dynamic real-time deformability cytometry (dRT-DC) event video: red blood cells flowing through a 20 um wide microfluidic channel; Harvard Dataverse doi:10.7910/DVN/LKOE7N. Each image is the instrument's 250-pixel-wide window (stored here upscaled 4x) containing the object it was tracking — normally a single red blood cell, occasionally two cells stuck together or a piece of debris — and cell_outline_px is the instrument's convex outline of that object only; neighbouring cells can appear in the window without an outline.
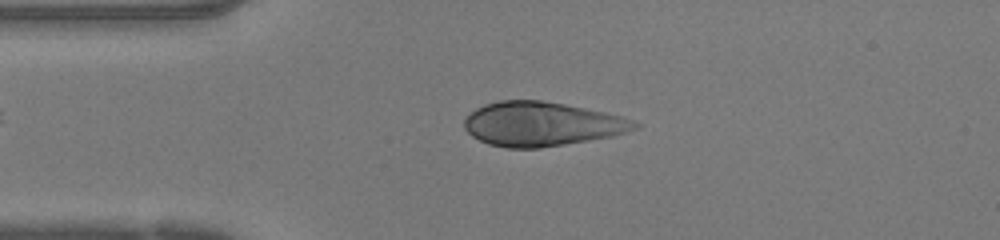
{"species": "human", "species_latin": "Homo sapiens", "temperature_condition": "warm", "stored_images_in_passage": 46, "camera_frame_rate_fps": 3000, "um_per_image_px": 0.085, "donor": {"sex": "female"}, "frame": {"image": 1, "passage_image": 9, "time_ms": 2.667, "image_size_px": [1000, 240], "cell_outline_px": [[640, 124], [636, 128], [612, 136], [540, 148], [504, 148], [488, 144], [472, 136], [464, 128], [464, 120], [476, 108], [484, 104], [500, 100], [540, 100], [564, 104], [604, 112], [620, 116], [632, 120]], "centroid_in_image_um": [45.99, 10.54], "position_along_channel_um": 39.0, "area_um2": 43.52}}
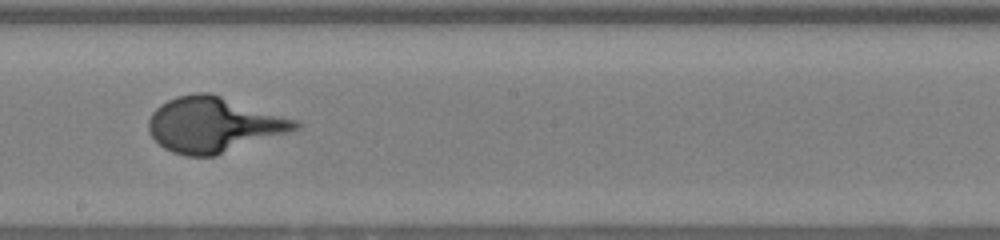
{"frame": {"image": 2, "passage_image": 24, "time_ms": 7.667, "image_size_px": [1000, 240], "cell_outline_px": [[300, 128], [216, 156], [188, 156], [172, 152], [164, 148], [148, 132], [148, 120], [152, 112], [160, 104], [176, 96], [196, 92], [212, 92], [300, 120]], "centroid_in_image_um": [18.17, 10.57], "position_along_channel_um": 230.0, "area_um2": 47.63}}
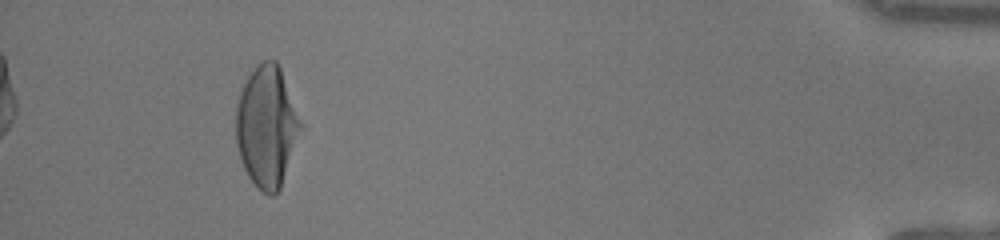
{"frame": {"image": 3, "passage_image": 42, "time_ms": 13.667, "image_size_px": [1000, 240], "cell_outline_px": [[304, 128], [280, 188], [272, 196], [268, 196], [248, 176], [244, 168], [236, 144], [236, 108], [240, 92], [248, 76], [256, 64], [264, 60], [276, 60], [280, 68]], "centroid_in_image_um": [22.69, 10.75], "position_along_channel_um": 412.5, "area_um2": 45.6}}